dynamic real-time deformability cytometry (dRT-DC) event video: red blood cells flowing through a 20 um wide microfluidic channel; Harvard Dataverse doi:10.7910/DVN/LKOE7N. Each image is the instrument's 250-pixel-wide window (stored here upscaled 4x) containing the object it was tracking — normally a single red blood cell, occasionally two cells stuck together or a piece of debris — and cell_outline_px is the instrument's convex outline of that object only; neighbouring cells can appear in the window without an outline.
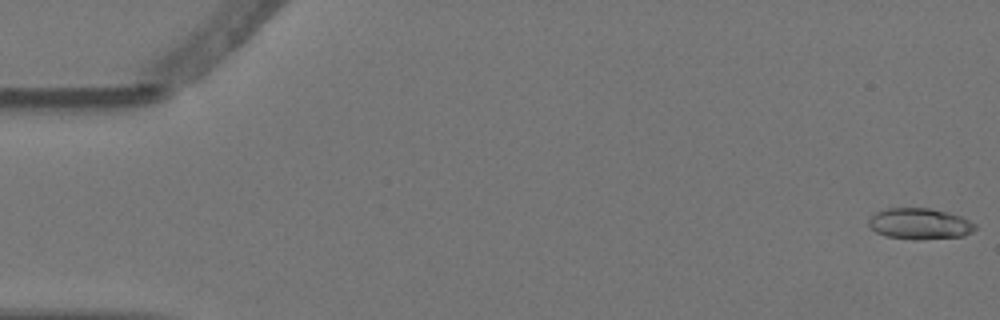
{"species": "Egyptian fruit bat (a non-hibernating species)", "species_latin": "Rousettus aegyptiacus", "temperature_condition": "warm", "stored_images_in_passage": 8, "camera_frame_rate_fps": 3000, "um_per_image_px": 0.085, "animal": {"sex": "female"}, "frame": {"image": 1, "passage_image": 1, "time_ms": 0.0, "image_size_px": [1000, 320], "cell_outline_px": [[976, 228], [972, 232], [964, 236], [916, 240], [888, 236], [876, 232], [868, 224], [868, 220], [876, 212], [888, 208], [928, 208], [948, 212], [960, 216], [976, 224]], "centroid_in_image_um": [78.19, 19.02], "position_along_channel_um": 6.8, "area_um2": 19.19}}
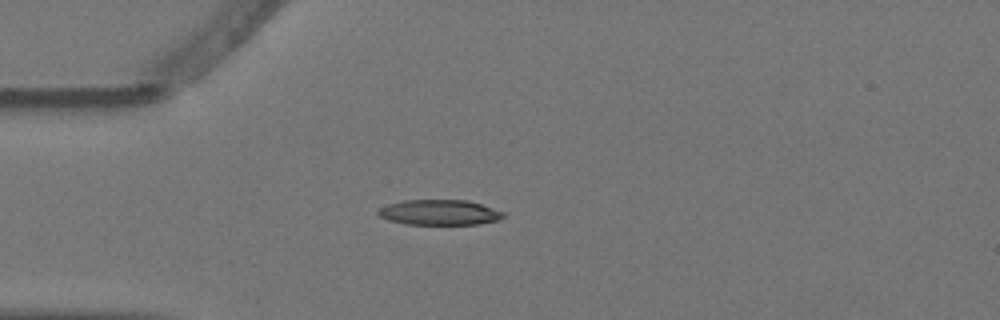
{"frame": {"image": 2, "passage_image": 5, "time_ms": 1.333, "image_size_px": [1000, 320], "cell_outline_px": [[504, 216], [500, 220], [476, 224], [404, 224], [388, 220], [380, 216], [376, 212], [380, 208], [388, 204], [404, 200], [468, 200], [504, 212]], "centroid_in_image_um": [37.34, 18.05], "position_along_channel_um": 47.7, "area_um2": 18.38}}
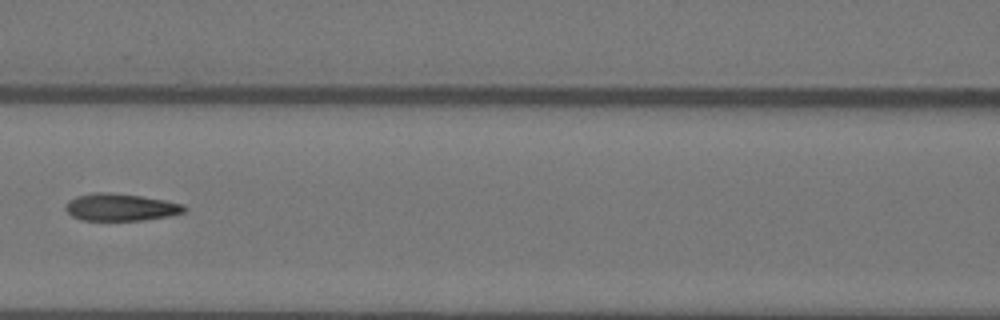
{"frame": {"image": 3, "passage_image": 8, "time_ms": 2.333, "image_size_px": [1000, 320], "cell_outline_px": [[188, 208], [184, 212], [168, 216], [144, 220], [80, 220], [72, 216], [64, 208], [68, 200], [76, 196], [92, 192], [112, 192], [140, 196], [164, 200], [184, 204]], "centroid_in_image_um": [10.23, 17.6], "position_along_channel_um": 156.4, "area_um2": 18.96}}